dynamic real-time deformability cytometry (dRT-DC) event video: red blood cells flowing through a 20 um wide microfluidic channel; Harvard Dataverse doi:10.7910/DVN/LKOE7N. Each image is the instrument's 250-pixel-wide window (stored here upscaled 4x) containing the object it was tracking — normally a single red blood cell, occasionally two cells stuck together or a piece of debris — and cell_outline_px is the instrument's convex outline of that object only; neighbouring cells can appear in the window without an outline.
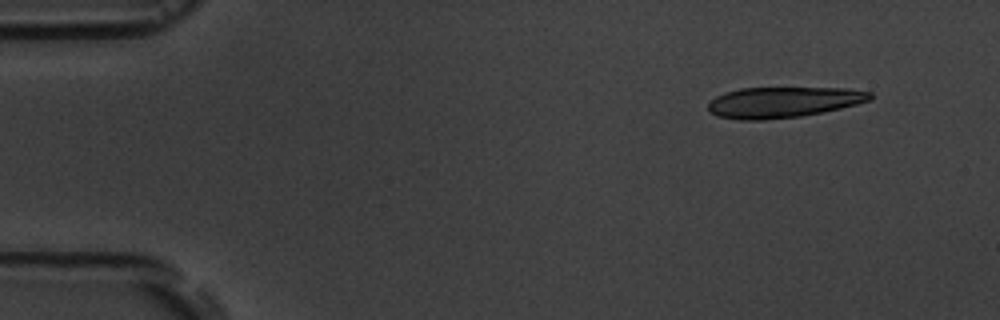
{"species": "common noctule bat (a hibernating species)", "species_latin": "Nyctalus noctula", "temperature_condition": "room temperature", "stored_images_in_passage": 4, "camera_frame_rate_fps": 3000, "um_per_image_px": 0.085, "animal": {"sex": "male", "body_mass_g": 19.5, "forearm_length_mm": 54.6}, "frame": {"image": 1, "passage_image": 2, "time_ms": 1.333, "image_size_px": [1000, 320], "cell_outline_px": [[872, 100], [840, 108], [800, 116], [764, 120], [740, 120], [716, 116], [708, 112], [708, 104], [716, 96], [724, 92], [740, 88], [848, 88], [872, 92]], "centroid_in_image_um": [66.54, 8.68], "position_along_channel_um": 18.5, "area_um2": 29.07}}